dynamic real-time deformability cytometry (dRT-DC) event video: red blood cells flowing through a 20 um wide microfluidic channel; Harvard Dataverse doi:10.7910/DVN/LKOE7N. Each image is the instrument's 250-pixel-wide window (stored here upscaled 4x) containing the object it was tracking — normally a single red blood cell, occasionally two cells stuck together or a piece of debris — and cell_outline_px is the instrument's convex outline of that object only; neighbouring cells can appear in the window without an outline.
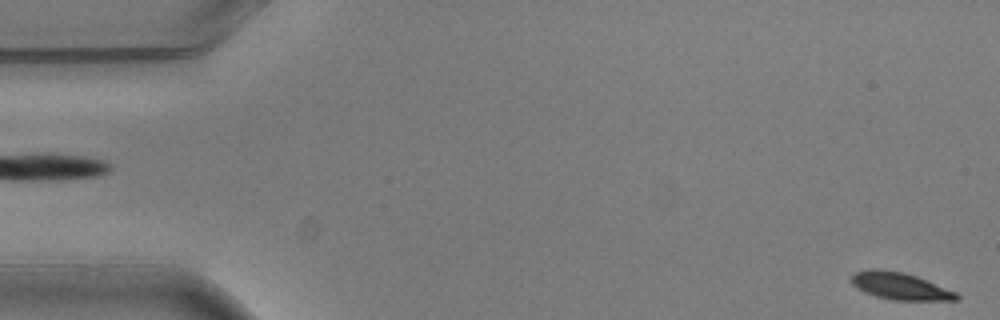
{"species": "common noctule bat (a hibernating species)", "species_latin": "Nyctalus noctula", "temperature_condition": "warm", "stored_images_in_passage": 5, "segment_of_instrument_passage": [2, 2], "camera_frame_rate_fps": 3000, "um_per_image_px": 0.085, "animal": {"sex": "male", "body_mass_g": 20.5, "forearm_length_mm": 52.5}, "frame": {"image": 1, "passage_image": 5, "time_ms": 1.333, "image_size_px": [1000, 320], "cell_outline_px": [[960, 296], [956, 300], [892, 300], [876, 296], [864, 292], [856, 288], [852, 284], [848, 276], [852, 272], [868, 268], [872, 268], [900, 272], [916, 276], [956, 292]], "centroid_in_image_um": [76.41, 24.31], "position_along_channel_um": 8.6, "area_um2": 16.65}}